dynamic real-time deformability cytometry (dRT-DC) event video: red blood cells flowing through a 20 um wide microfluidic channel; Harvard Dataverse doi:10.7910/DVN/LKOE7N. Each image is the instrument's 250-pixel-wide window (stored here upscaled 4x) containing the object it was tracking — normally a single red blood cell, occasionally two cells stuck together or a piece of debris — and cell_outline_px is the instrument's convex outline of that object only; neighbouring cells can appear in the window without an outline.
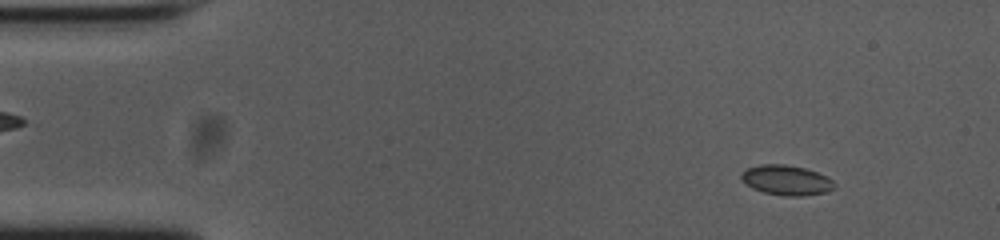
{"species": "common noctule bat (a hibernating species)", "species_latin": "Nyctalus noctula", "temperature_condition": "cold", "stored_images_in_passage": 53, "camera_frame_rate_fps": 3000, "um_per_image_px": 0.085, "animal": {"sex": "female", "body_mass_g": 23.0, "forearm_length_mm": 53.4}, "frame": {"image": 1, "passage_image": 5, "time_ms": 1.333, "image_size_px": [1000, 240], "cell_outline_px": [[836, 188], [828, 192], [800, 196], [784, 196], [764, 192], [752, 188], [740, 176], [740, 172], [748, 168], [760, 164], [784, 164], [804, 168], [816, 172], [832, 180], [836, 184]], "centroid_in_image_um": [66.86, 15.32], "position_along_channel_um": 18.1, "area_um2": 16.18}}
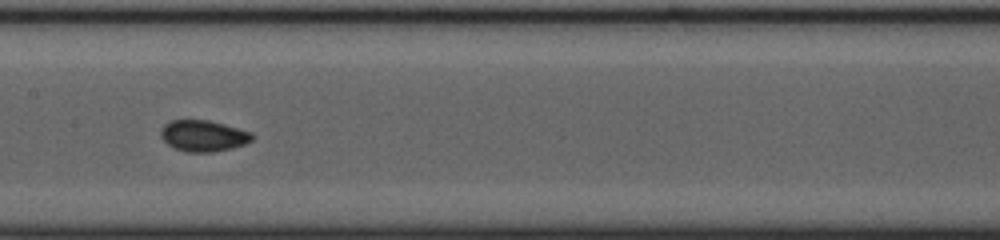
{"frame": {"image": 2, "passage_image": 26, "time_ms": 8.333, "image_size_px": [1000, 240], "cell_outline_px": [[252, 140], [244, 144], [232, 148], [212, 152], [188, 152], [176, 148], [168, 144], [160, 136], [160, 128], [164, 124], [172, 120], [208, 120], [224, 124], [252, 132]], "centroid_in_image_um": [17.27, 11.54], "position_along_channel_um": 190.1, "area_um2": 16.53}}
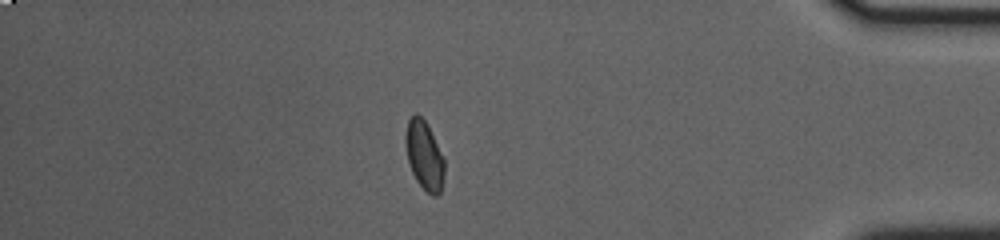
{"frame": {"image": 3, "passage_image": 46, "time_ms": 15.0, "image_size_px": [1000, 240], "cell_outline_px": [[444, 172], [440, 192], [436, 196], [432, 196], [416, 180], [412, 172], [408, 160], [404, 140], [404, 136], [408, 120], [416, 112], [424, 120], [444, 160]], "centroid_in_image_um": [36.03, 13.21], "position_along_channel_um": 399.2, "area_um2": 15.14}, "authors_computed_cell_mechanics": {"area_um2": 15.7216, "velocity_mm_per_s": 3.7384, "shape_relaxation_time_tau1_ms": 3.3938, "shape_relaxation_time_tau2_ms": 1.1637, "deformation_change_tau1": 0.0768, "deformation_change_tau2": 0.037}}